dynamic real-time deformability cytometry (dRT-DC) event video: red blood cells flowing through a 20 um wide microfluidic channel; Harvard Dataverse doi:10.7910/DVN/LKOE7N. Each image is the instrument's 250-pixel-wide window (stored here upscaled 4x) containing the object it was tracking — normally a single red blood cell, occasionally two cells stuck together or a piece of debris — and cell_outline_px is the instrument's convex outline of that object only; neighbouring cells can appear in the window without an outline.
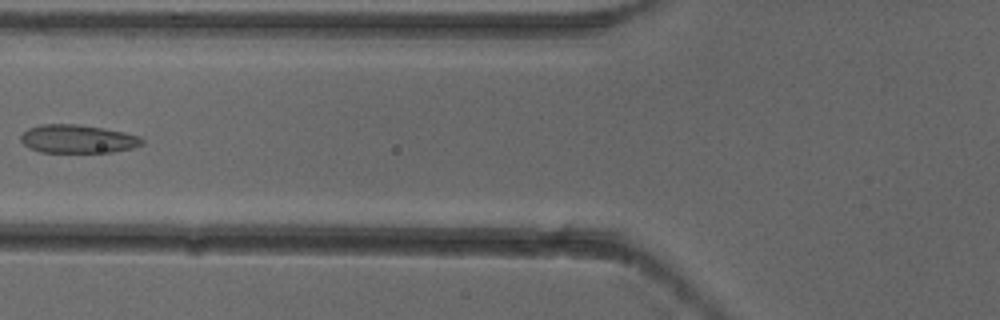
{"species": "common noctule bat (a hibernating species)", "species_latin": "Nyctalus noctula", "temperature_condition": "cold", "stored_images_in_passage": 7, "camera_frame_rate_fps": 3000, "um_per_image_px": 0.085, "animal": {"sex": "female"}, "frame": {"image": 1, "passage_image": 6, "time_ms": 1.667, "image_size_px": [1000, 320], "cell_outline_px": [[144, 144], [132, 148], [112, 152], [40, 152], [28, 148], [20, 140], [20, 136], [28, 128], [40, 124], [76, 124], [104, 128], [124, 132], [140, 136], [144, 140]], "centroid_in_image_um": [6.6, 11.81], "position_along_channel_um": 119.2, "area_um2": 20.17}}
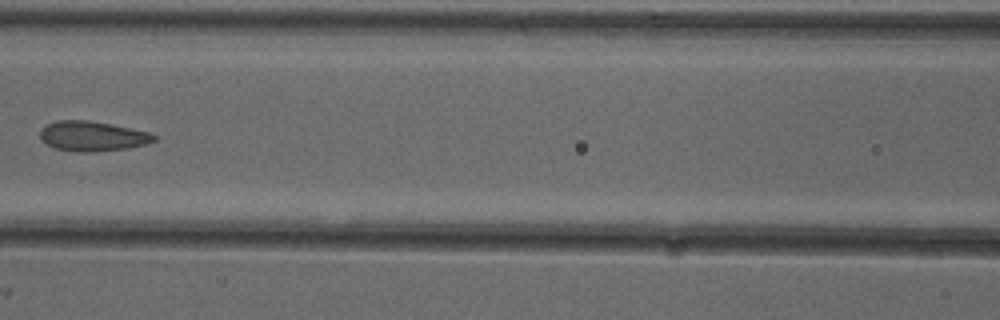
{"frame": {"image": 2, "passage_image": 7, "time_ms": 2.0, "image_size_px": [1000, 320], "cell_outline_px": [[156, 140], [144, 144], [128, 148], [92, 152], [80, 152], [56, 148], [40, 140], [40, 128], [56, 120], [88, 120], [148, 132], [156, 136]], "centroid_in_image_um": [7.81, 11.57], "position_along_channel_um": 158.8, "area_um2": 19.59}}